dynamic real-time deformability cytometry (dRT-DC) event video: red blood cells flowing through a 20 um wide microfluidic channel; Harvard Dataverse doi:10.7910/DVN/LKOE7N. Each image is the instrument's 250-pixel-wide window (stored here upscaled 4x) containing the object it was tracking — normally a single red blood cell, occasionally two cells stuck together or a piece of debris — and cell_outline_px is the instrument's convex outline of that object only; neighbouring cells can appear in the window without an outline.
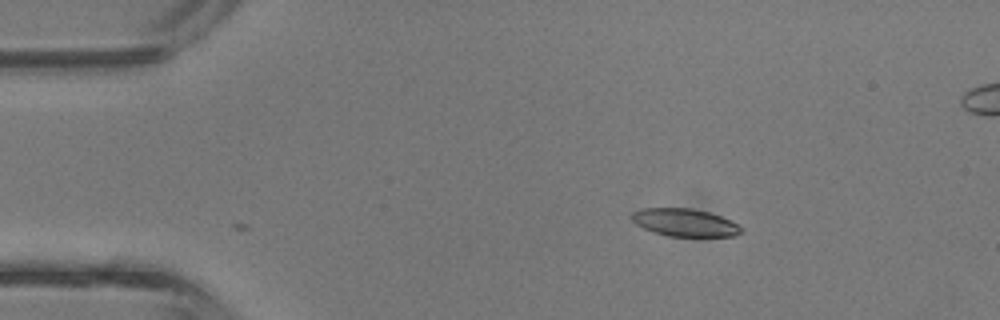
{"species": "common noctule bat (a hibernating species)", "species_latin": "Nyctalus noctula", "temperature_condition": "room temperature", "stored_images_in_passage": 2, "camera_frame_rate_fps": 3000, "um_per_image_px": 0.085, "animal": {"sex": "male", "body_mass_g": 13.3}, "frame": {"image": 1, "passage_image": 2, "time_ms": 0.333, "image_size_px": [1000, 320], "cell_outline_px": [[744, 228], [736, 236], [668, 236], [652, 232], [636, 224], [628, 216], [632, 212], [640, 208], [692, 208], [708, 212], [720, 216]], "centroid_in_image_um": [58.14, 18.91], "position_along_channel_um": 26.9, "area_um2": 17.69}}